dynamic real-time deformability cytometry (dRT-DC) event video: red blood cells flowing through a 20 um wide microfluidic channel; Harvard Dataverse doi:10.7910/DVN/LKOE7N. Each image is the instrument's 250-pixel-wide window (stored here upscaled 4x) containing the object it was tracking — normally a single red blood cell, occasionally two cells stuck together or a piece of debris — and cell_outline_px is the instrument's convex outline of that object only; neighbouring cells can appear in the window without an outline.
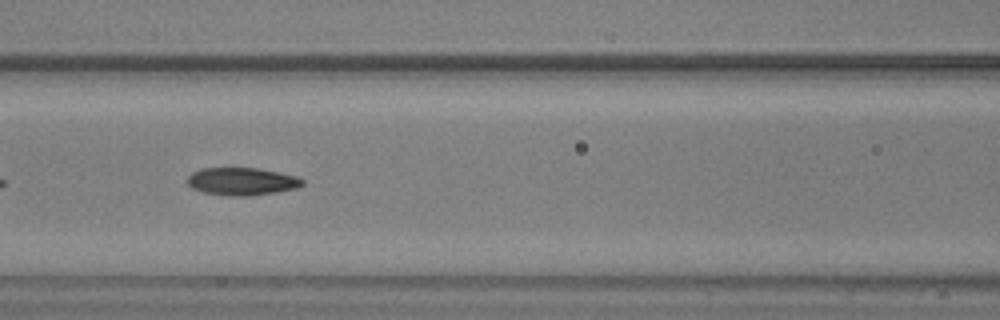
{"species": "common noctule bat (a hibernating species)", "species_latin": "Nyctalus noctula", "temperature_condition": "warm", "stored_images_in_passage": 15, "camera_frame_rate_fps": 3000, "um_per_image_px": 0.085, "animal": {"sex": "male", "body_mass_g": 20.5, "forearm_length_mm": 52.5}, "frame": {"image": 1, "passage_image": 11, "time_ms": 3.333, "image_size_px": [1000, 320], "cell_outline_px": [[304, 184], [296, 188], [276, 192], [248, 196], [228, 196], [204, 192], [192, 188], [188, 184], [188, 176], [192, 172], [200, 168], [228, 164], [256, 168], [280, 172], [296, 176], [304, 180]], "centroid_in_image_um": [20.51, 15.36], "position_along_channel_um": 146.1, "area_um2": 19.36}}